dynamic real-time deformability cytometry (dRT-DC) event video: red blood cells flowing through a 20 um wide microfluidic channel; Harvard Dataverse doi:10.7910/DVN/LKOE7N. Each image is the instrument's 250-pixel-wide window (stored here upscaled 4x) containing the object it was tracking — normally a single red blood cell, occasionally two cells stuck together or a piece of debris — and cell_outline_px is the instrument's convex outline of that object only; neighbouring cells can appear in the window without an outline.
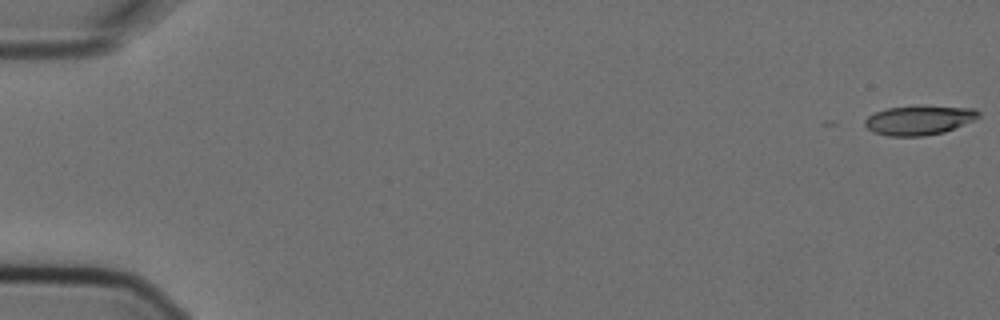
{"species": "Egyptian fruit bat (a non-hibernating species)", "species_latin": "Rousettus aegyptiacus", "temperature_condition": "cold", "stored_images_in_passage": 14, "camera_frame_rate_fps": 3000, "um_per_image_px": 0.085, "animal": {"sex": "female"}, "frame": {"image": 1, "passage_image": 1, "time_ms": 0.0, "image_size_px": [1000, 320], "cell_outline_px": [[980, 116], [964, 124], [944, 132], [924, 136], [888, 136], [872, 132], [864, 124], [864, 120], [868, 116], [876, 112], [888, 108], [916, 104], [920, 104], [976, 108], [980, 112]], "centroid_in_image_um": [78.13, 10.18], "position_along_channel_um": 6.9, "area_um2": 19.94}}
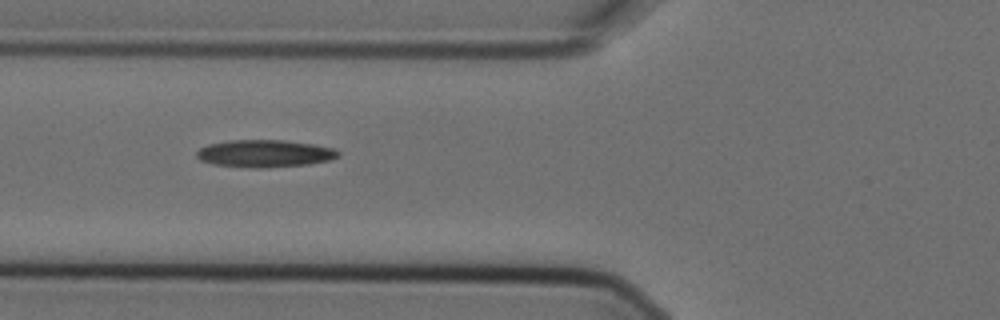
{"frame": {"image": 2, "passage_image": 6, "time_ms": 1.667, "image_size_px": [1000, 320], "cell_outline_px": [[340, 156], [328, 160], [308, 164], [260, 168], [256, 168], [212, 164], [200, 160], [196, 156], [196, 152], [200, 148], [208, 144], [228, 140], [284, 140], [312, 144], [332, 148], [340, 152]], "centroid_in_image_um": [22.47, 13.04], "position_along_channel_um": 103.3, "area_um2": 22.48}}
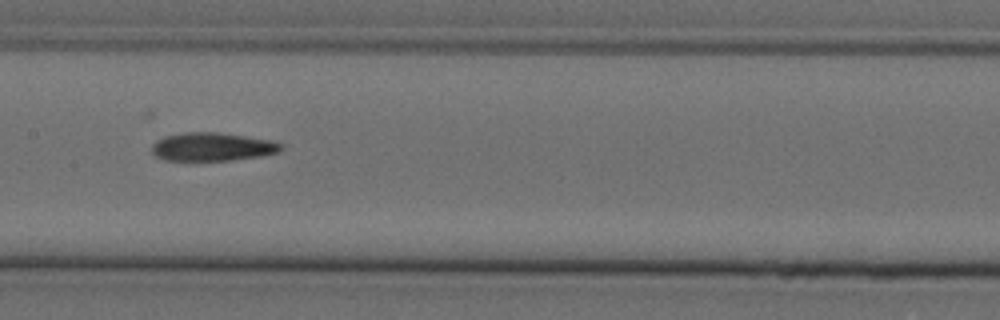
{"frame": {"image": 3, "passage_image": 8, "time_ms": 2.333, "image_size_px": [1000, 320], "cell_outline_px": [[284, 148], [280, 152], [264, 156], [232, 160], [164, 160], [156, 156], [152, 152], [152, 144], [156, 140], [164, 136], [184, 132], [216, 132], [276, 140], [284, 144]], "centroid_in_image_um": [18.12, 12.47], "position_along_channel_um": 189.3, "area_um2": 21.73}}